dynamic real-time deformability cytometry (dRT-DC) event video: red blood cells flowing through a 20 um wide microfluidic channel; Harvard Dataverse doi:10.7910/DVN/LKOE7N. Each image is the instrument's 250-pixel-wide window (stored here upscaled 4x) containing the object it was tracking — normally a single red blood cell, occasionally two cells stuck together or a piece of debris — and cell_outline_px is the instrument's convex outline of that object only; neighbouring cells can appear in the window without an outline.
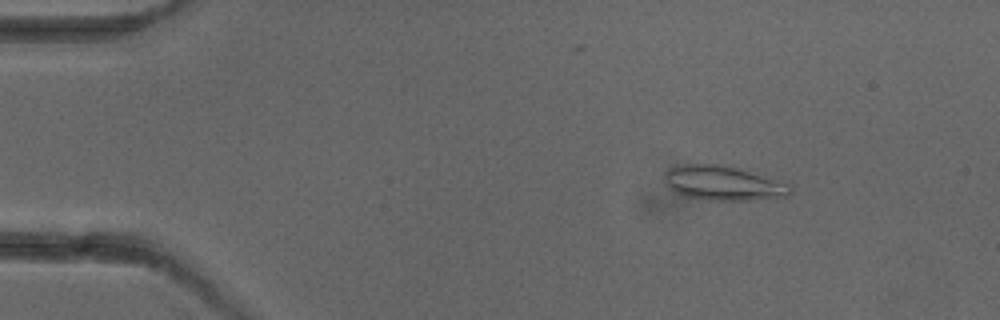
{"species": "common noctule bat (a hibernating species)", "species_latin": "Nyctalus noctula", "temperature_condition": "cold", "stored_images_in_passage": 5, "camera_frame_rate_fps": 3000, "um_per_image_px": 0.085, "animal": {"sex": "female"}, "frame": {"image": 1, "passage_image": 2, "time_ms": 2.0, "image_size_px": [1000, 320], "cell_outline_px": [[792, 192], [788, 196], [752, 200], [708, 200], [688, 196], [676, 192], [668, 188], [664, 184], [664, 172], [668, 168], [688, 164], [720, 164], [748, 168], [792, 184]], "centroid_in_image_um": [61.55, 15.54], "position_along_channel_um": 23.4, "area_um2": 26.13}}